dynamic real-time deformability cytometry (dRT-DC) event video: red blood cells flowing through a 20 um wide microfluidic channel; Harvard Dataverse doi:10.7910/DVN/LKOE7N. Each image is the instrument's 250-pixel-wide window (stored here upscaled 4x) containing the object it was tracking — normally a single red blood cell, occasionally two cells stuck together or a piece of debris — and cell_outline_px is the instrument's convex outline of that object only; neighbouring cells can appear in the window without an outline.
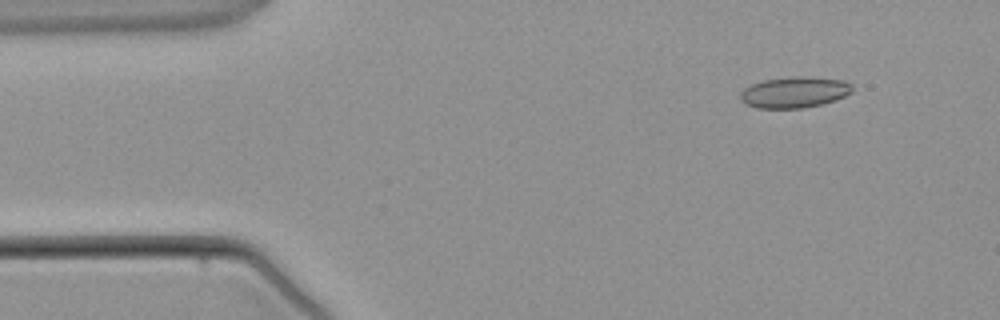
{"species": "common noctule bat (a hibernating species)", "species_latin": "Nyctalus noctula", "temperature_condition": "warm", "stored_images_in_passage": 3, "camera_frame_rate_fps": 3000, "um_per_image_px": 0.085, "animal": {"sex": "male", "body_mass_g": 21.5, "forearm_length_mm": 52.0}, "frame": {"image": 1, "passage_image": 2, "time_ms": 1.333, "image_size_px": [1000, 320], "cell_outline_px": [[852, 92], [836, 100], [804, 108], [756, 108], [744, 104], [740, 100], [740, 92], [744, 88], [752, 84], [764, 80], [796, 76], [804, 76], [844, 80], [852, 84]], "centroid_in_image_um": [67.51, 7.84], "position_along_channel_um": 17.5, "area_um2": 20.35}}